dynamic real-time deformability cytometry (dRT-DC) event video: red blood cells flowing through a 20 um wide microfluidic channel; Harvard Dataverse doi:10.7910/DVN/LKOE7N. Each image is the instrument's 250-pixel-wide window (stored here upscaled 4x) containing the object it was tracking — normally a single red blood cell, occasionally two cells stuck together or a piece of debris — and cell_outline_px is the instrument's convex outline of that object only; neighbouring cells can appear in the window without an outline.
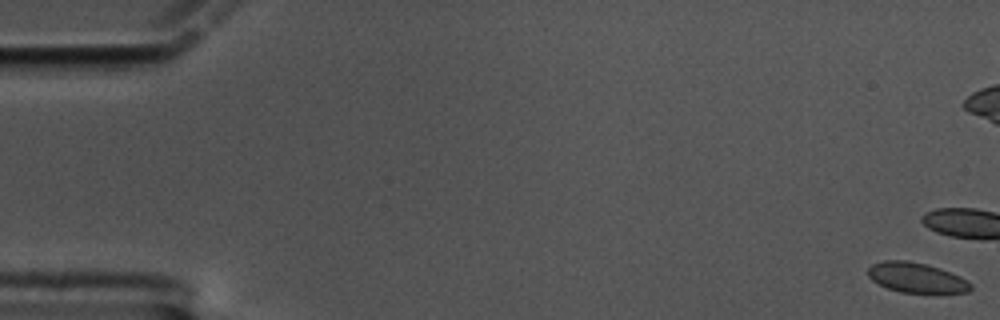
{"species": "common noctule bat (a hibernating species)", "species_latin": "Nyctalus noctula", "temperature_condition": "cold", "stored_images_in_passage": 47, "camera_frame_rate_fps": 3000, "um_per_image_px": 0.085, "animal": {"sex": "male", "body_mass_g": 17.5, "forearm_length_mm": 52.3}, "frame": {"image": 1, "passage_image": 1, "time_ms": 0.0, "image_size_px": [1000, 320], "cell_outline_px": [[972, 288], [968, 292], [900, 292], [888, 288], [872, 280], [868, 276], [868, 268], [872, 264], [884, 260], [904, 260], [924, 264], [940, 268], [960, 276], [972, 284]], "centroid_in_image_um": [77.88, 23.59], "position_along_channel_um": 7.1, "area_um2": 17.69}}
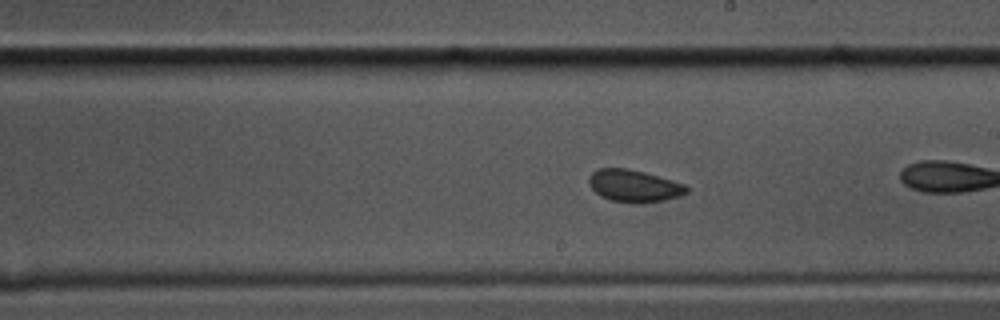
{"frame": {"image": 2, "passage_image": 34, "time_ms": 11.0, "image_size_px": [1000, 320], "cell_outline_px": [[688, 192], [680, 196], [664, 200], [640, 204], [636, 204], [612, 200], [600, 196], [588, 184], [588, 176], [596, 168], [628, 168], [644, 172], [672, 180], [684, 184], [688, 188]], "centroid_in_image_um": [53.87, 15.8], "position_along_channel_um": 235.1, "area_um2": 18.5}}